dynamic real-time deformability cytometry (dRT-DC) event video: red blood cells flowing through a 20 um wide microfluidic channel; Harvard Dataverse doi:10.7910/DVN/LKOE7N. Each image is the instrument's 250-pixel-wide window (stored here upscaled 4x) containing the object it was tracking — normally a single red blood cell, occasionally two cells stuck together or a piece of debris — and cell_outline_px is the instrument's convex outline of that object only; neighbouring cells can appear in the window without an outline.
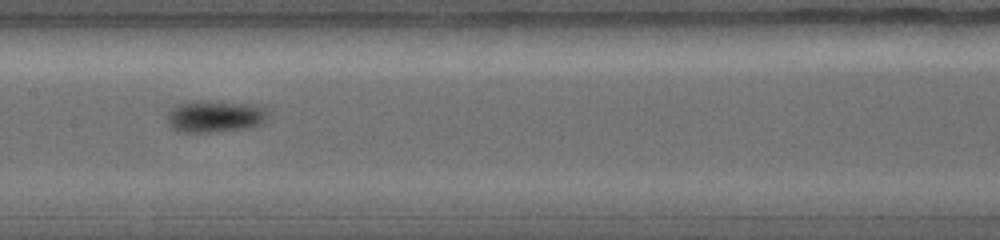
{"species": "common noctule bat (a hibernating species)", "species_latin": "Nyctalus noctula", "temperature_condition": "warm", "stored_images_in_passage": 9, "camera_frame_rate_fps": 5000, "um_per_image_px": 0.085, "animal": {"sex": "female", "body_mass_g": 19.0, "forearm_length_mm": 56.7}, "frame": {"image": 1, "passage_image": 8, "time_ms": 4.2, "image_size_px": [1000, 240], "cell_outline_px": [[260, 120], [256, 124], [248, 128], [216, 132], [176, 132], [172, 128], [168, 120], [168, 116], [176, 108], [188, 104], [220, 104], [252, 108], [260, 112]], "centroid_in_image_um": [18.05, 10.04], "position_along_channel_um": 189.4, "area_um2": 15.78}}